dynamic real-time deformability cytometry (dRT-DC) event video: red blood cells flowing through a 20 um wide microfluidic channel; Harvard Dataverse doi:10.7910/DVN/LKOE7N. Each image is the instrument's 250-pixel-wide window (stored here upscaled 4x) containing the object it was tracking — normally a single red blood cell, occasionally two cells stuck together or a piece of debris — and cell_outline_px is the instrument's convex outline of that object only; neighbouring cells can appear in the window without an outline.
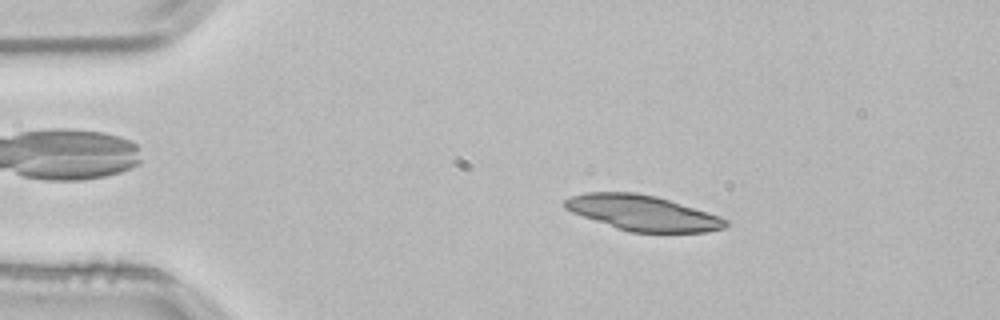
{"species": "common noctule bat (a hibernating species)", "species_latin": "Nyctalus noctula", "temperature_condition": "room temperature", "stored_images_in_passage": 51, "camera_frame_rate_fps": 3000, "um_per_image_px": 0.085, "animal": {"sex": "male", "body_mass_g": 21.5, "forearm_length_mm": 52.0}, "frame": {"image": 1, "passage_image": 8, "time_ms": 2.333, "image_size_px": [1000, 320], "cell_outline_px": [[728, 224], [724, 228], [704, 232], [632, 232], [616, 228], [572, 212], [564, 208], [564, 200], [572, 196], [584, 192], [636, 192], [656, 196], [708, 212], [720, 216], [728, 220]], "centroid_in_image_um": [54.63, 18.09], "position_along_channel_um": 30.4, "area_um2": 32.89}}